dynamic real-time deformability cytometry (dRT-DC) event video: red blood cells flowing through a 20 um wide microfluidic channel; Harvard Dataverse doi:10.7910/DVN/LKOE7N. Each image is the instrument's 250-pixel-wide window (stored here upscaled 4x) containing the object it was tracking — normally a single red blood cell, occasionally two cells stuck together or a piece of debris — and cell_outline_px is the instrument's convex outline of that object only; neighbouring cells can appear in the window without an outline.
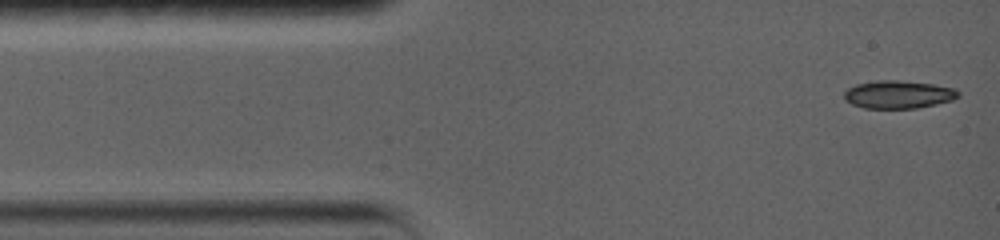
{"species": "common noctule bat (a hibernating species)", "species_latin": "Nyctalus noctula", "temperature_condition": "warm", "stored_images_in_passage": 24, "camera_frame_rate_fps": 5000, "um_per_image_px": 0.085, "animal": {"sex": "female", "body_mass_g": 19.0, "forearm_length_mm": 56.7}, "frame": {"image": 1, "passage_image": 1, "time_ms": 0.0, "image_size_px": [1000, 240], "cell_outline_px": [[960, 96], [952, 100], [916, 108], [864, 108], [852, 104], [844, 100], [844, 92], [848, 88], [856, 84], [880, 80], [896, 80], [932, 84], [952, 88], [960, 92]], "centroid_in_image_um": [76.33, 8.03], "position_along_channel_um": 8.7, "area_um2": 18.38}}
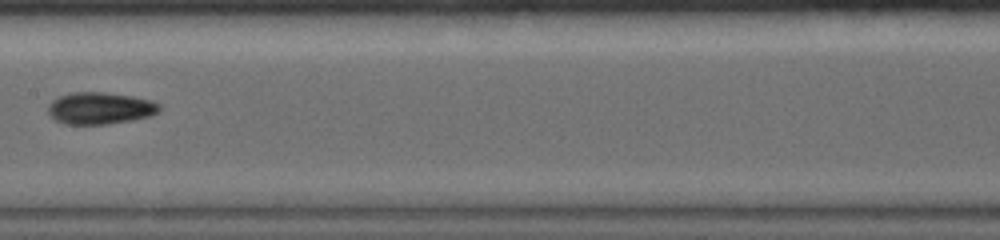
{"frame": {"image": 2, "passage_image": 11, "time_ms": 6.8, "image_size_px": [1000, 240], "cell_outline_px": [[160, 108], [156, 112], [148, 116], [132, 120], [108, 124], [64, 124], [56, 120], [48, 112], [48, 104], [52, 100], [60, 96], [72, 92], [104, 92], [132, 96], [148, 100], [160, 104]], "centroid_in_image_um": [8.47, 9.19], "position_along_channel_um": 198.9, "area_um2": 20.52}}
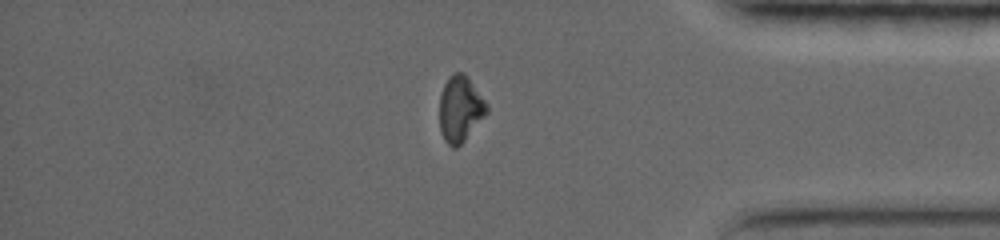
{"frame": {"image": 3, "passage_image": 20, "time_ms": 12.6, "image_size_px": [1000, 240], "cell_outline_px": [[488, 112], [464, 140], [456, 148], [452, 148], [444, 140], [440, 128], [440, 96], [444, 84], [456, 72], [464, 72], [468, 76], [488, 104]], "centroid_in_image_um": [39.13, 9.25], "position_along_channel_um": 396.1, "area_um2": 17.98}, "authors_computed_cell_mechanics": {"area_um2": 19.1607, "velocity_mm_per_s": 3.738, "shape_relaxation_time_tau1_ms": 2.5918, "shape_relaxation_time_tau2_ms": 4.3687, "deformation_change_tau1": 0.1291, "deformation_change_tau2": 0.0707}}